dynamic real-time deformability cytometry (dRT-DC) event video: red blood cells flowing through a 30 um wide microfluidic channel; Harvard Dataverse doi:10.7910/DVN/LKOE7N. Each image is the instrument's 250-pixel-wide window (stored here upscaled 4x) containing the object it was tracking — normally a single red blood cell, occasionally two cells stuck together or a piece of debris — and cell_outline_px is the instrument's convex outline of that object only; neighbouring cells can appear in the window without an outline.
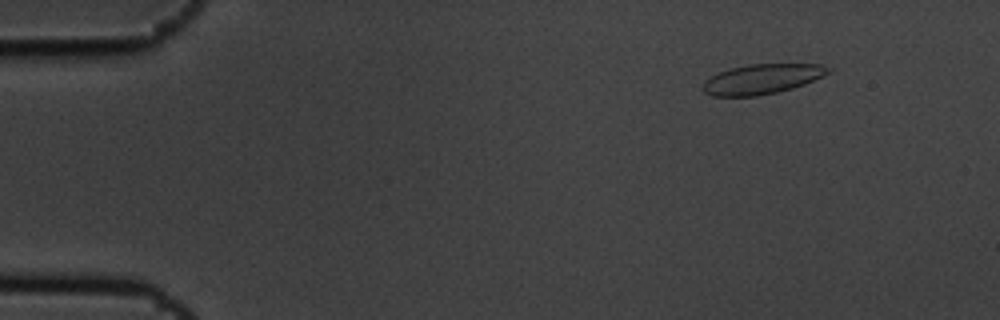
{"species": "common noctule bat (a hibernating species)", "species_latin": "Nyctalus noctula", "temperature_condition": "cold", "stored_images_in_passage": 6, "camera_frame_rate_fps": 3000, "um_per_image_px": 0.085, "animal": {"sex": "male", "body_mass_g": 19.5, "forearm_length_mm": 54.6}, "frame": {"image": 1, "passage_image": 2, "time_ms": 0.333, "image_size_px": [1000, 320], "cell_outline_px": [[832, 72], [804, 84], [792, 88], [776, 92], [756, 96], [712, 96], [704, 92], [700, 88], [704, 80], [720, 72], [732, 68], [748, 64], [820, 64], [832, 68]], "centroid_in_image_um": [64.76, 6.72], "position_along_channel_um": 20.2, "area_um2": 21.85}}